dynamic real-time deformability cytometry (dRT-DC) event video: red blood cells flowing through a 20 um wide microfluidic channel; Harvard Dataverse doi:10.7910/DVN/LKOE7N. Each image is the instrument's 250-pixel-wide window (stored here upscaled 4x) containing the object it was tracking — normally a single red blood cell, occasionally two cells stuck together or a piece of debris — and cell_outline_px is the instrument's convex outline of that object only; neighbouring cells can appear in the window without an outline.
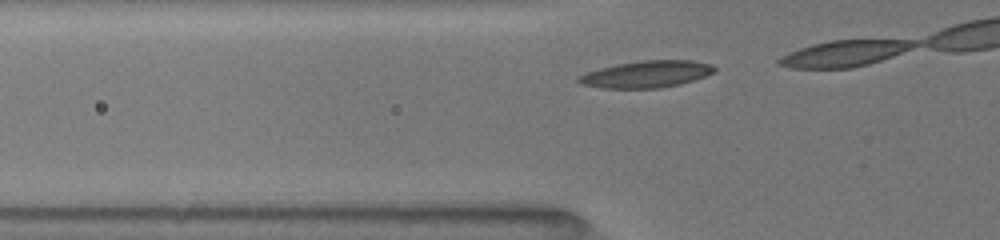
{"species": "common noctule bat (a hibernating species)", "species_latin": "Nyctalus noctula", "temperature_condition": "room temperature", "stored_images_in_passage": 6, "camera_frame_rate_fps": 3000, "um_per_image_px": 0.085, "animal": {"sex": "female", "body_mass_g": 19.5, "forearm_length_mm": 54.1}, "frame": {"image": 1, "passage_image": 2, "time_ms": 0.333, "image_size_px": [1000, 240], "cell_outline_px": [[716, 72], [680, 84], [660, 88], [600, 88], [580, 84], [576, 80], [576, 76], [600, 68], [616, 64], [640, 60], [692, 60], [712, 64], [716, 68]], "centroid_in_image_um": [54.93, 6.3], "position_along_channel_um": 70.9, "area_um2": 21.39}}